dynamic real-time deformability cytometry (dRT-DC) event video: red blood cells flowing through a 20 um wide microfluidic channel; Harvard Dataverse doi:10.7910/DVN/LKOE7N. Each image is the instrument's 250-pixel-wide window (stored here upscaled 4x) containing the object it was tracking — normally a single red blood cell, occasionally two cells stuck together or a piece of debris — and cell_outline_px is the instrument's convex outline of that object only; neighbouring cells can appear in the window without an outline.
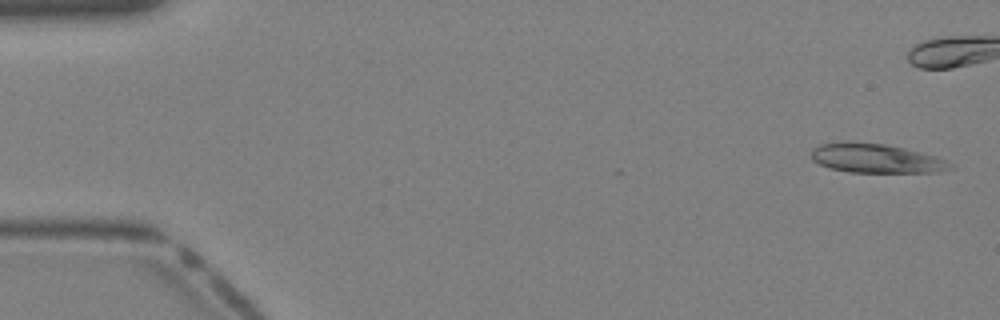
{"species": "Egyptian fruit bat (a non-hibernating species)", "species_latin": "Rousettus aegyptiacus", "temperature_condition": "warm", "stored_images_in_passage": 40, "camera_frame_rate_fps": 3000, "um_per_image_px": 0.085, "animal": {"sex": "female"}, "frame": {"image": 1, "passage_image": 1, "time_ms": 0.0, "image_size_px": [1000, 320], "cell_outline_px": [[956, 168], [936, 172], [848, 172], [828, 168], [812, 160], [812, 148], [820, 144], [844, 140], [852, 140], [884, 144], [904, 148], [936, 156], [948, 160], [956, 164]], "centroid_in_image_um": [74.48, 13.44], "position_along_channel_um": 10.5, "area_um2": 24.16}}
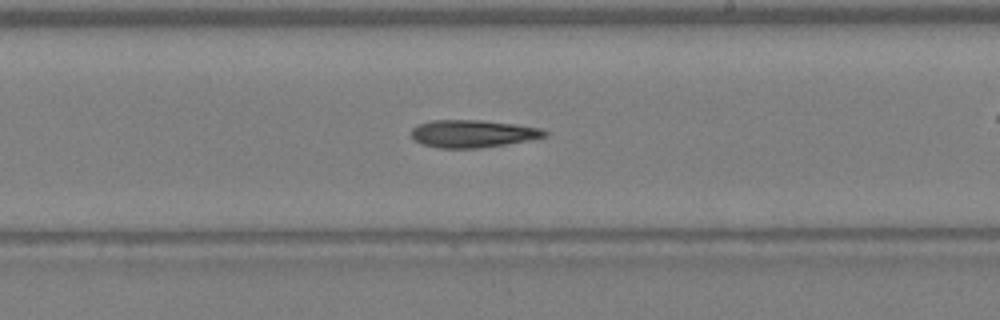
{"frame": {"image": 2, "passage_image": 23, "time_ms": 7.333, "image_size_px": [1000, 320], "cell_outline_px": [[548, 136], [528, 140], [504, 144], [476, 148], [440, 148], [420, 144], [412, 140], [412, 128], [416, 124], [432, 120], [480, 120], [512, 124], [540, 128], [548, 132]], "centroid_in_image_um": [40.12, 11.36], "position_along_channel_um": 248.9, "area_um2": 21.33}}
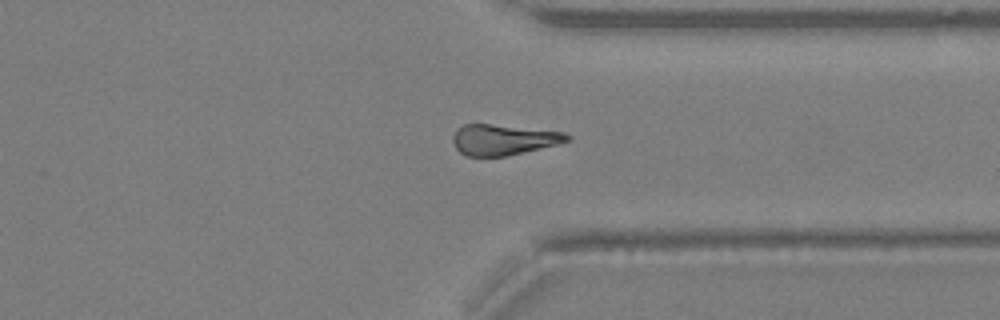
{"frame": {"image": 3, "passage_image": 30, "time_ms": 9.667, "image_size_px": [1000, 320], "cell_outline_px": [[572, 140], [540, 148], [504, 156], [464, 156], [456, 148], [452, 140], [452, 136], [456, 128], [464, 124], [488, 124], [564, 132], [572, 136]], "centroid_in_image_um": [42.75, 11.87], "position_along_channel_um": 368.6, "area_um2": 20.23}}